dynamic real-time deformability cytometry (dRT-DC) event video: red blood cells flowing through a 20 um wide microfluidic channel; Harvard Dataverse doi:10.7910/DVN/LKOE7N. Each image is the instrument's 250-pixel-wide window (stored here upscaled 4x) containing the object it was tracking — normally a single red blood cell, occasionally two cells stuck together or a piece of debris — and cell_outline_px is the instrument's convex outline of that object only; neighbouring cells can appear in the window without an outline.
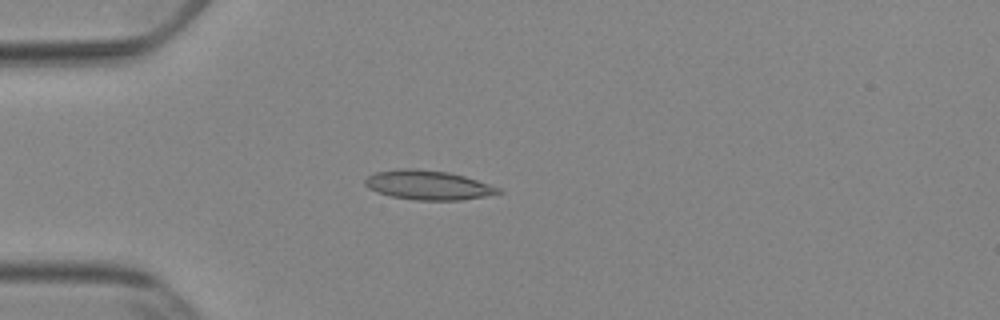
{"species": "Egyptian fruit bat (a non-hibernating species)", "species_latin": "Rousettus aegyptiacus", "temperature_condition": "cold", "stored_images_in_passage": 52, "camera_frame_rate_fps": 3000, "um_per_image_px": 0.085, "animal": {"sex": "female"}, "frame": {"image": 1, "passage_image": 14, "time_ms": 4.333, "image_size_px": [1000, 320], "cell_outline_px": [[504, 192], [464, 200], [416, 200], [392, 196], [376, 192], [368, 188], [364, 184], [364, 180], [368, 176], [376, 172], [396, 168], [416, 168], [448, 172], [464, 176], [500, 188]], "centroid_in_image_um": [36.36, 15.72], "position_along_channel_um": 48.6, "area_um2": 22.83}}
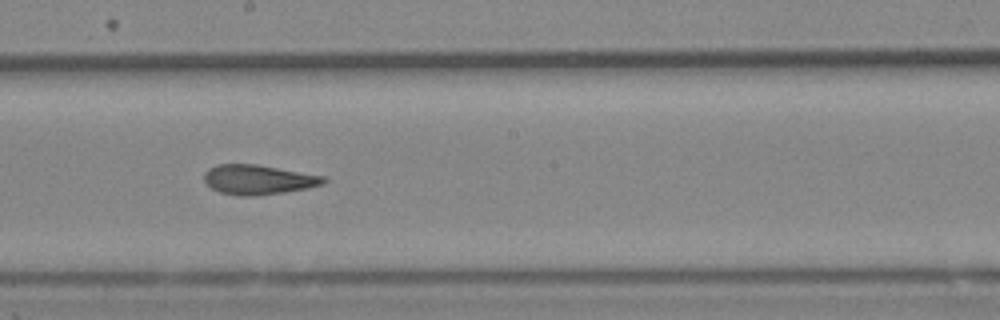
{"frame": {"image": 2, "passage_image": 29, "time_ms": 9.333, "image_size_px": [1000, 320], "cell_outline_px": [[328, 180], [324, 184], [308, 188], [284, 192], [256, 196], [240, 196], [220, 192], [212, 188], [204, 180], [204, 172], [208, 168], [216, 164], [256, 164], [324, 176]], "centroid_in_image_um": [21.95, 15.27], "position_along_channel_um": 226.3, "area_um2": 20.69}}
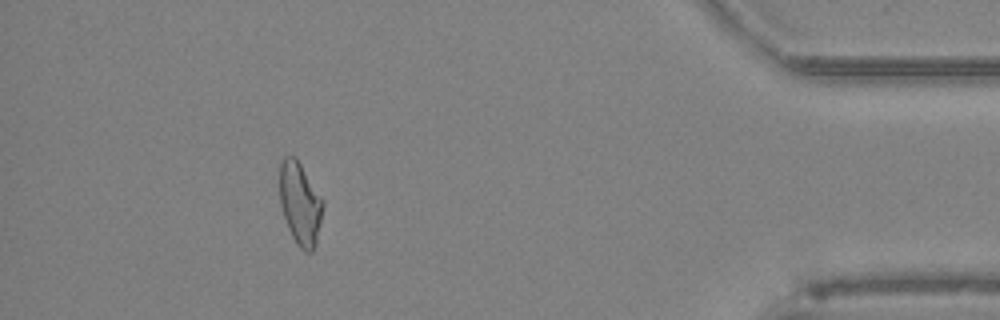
{"frame": {"image": 3, "passage_image": 47, "time_ms": 15.333, "image_size_px": [1000, 320], "cell_outline_px": [[324, 204], [316, 244], [312, 252], [304, 252], [296, 244], [288, 228], [280, 204], [280, 160], [284, 156], [296, 156], [324, 200]], "centroid_in_image_um": [25.52, 17.29], "position_along_channel_um": 409.7, "area_um2": 21.04}, "authors_computed_cell_mechanics": {"area_um2": 21.2415, "velocity_mm_per_s": 3.9001, "shape_relaxation_time_tau1_ms": 4.5422, "shape_relaxation_time_tau2_ms": 2.1202, "deformation_change_tau1": 0.1528, "deformation_change_tau2": 0.119}}